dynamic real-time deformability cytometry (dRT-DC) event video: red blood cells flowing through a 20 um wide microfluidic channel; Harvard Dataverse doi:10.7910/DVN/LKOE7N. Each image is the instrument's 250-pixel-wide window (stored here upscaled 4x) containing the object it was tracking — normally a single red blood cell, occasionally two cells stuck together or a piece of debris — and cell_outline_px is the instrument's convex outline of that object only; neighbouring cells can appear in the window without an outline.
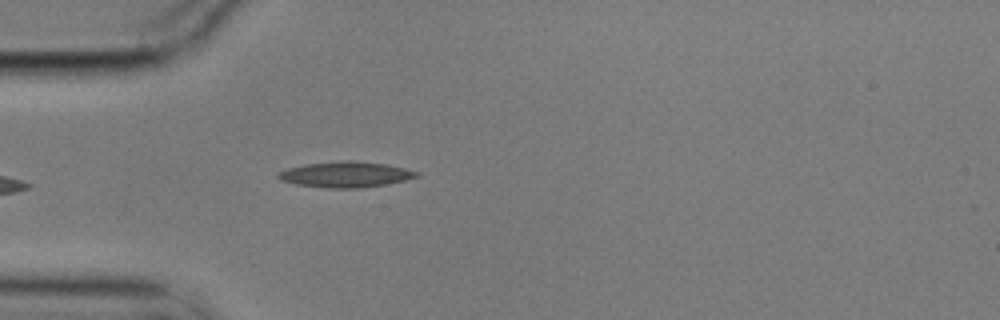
{"species": "common noctule bat (a hibernating species)", "species_latin": "Nyctalus noctula", "temperature_condition": "cold", "stored_images_in_passage": 4, "camera_frame_rate_fps": 3000, "um_per_image_px": 0.085, "animal": {"sex": "male", "body_mass_g": 17.9}, "frame": {"image": 1, "passage_image": 4, "time_ms": 1.0, "image_size_px": [1000, 320], "cell_outline_px": [[420, 176], [404, 180], [384, 184], [360, 188], [328, 188], [296, 184], [280, 180], [276, 176], [280, 172], [288, 168], [304, 164], [344, 160], [348, 160], [388, 164], [420, 172]], "centroid_in_image_um": [29.38, 14.82], "position_along_channel_um": 55.6, "area_um2": 20.63}}